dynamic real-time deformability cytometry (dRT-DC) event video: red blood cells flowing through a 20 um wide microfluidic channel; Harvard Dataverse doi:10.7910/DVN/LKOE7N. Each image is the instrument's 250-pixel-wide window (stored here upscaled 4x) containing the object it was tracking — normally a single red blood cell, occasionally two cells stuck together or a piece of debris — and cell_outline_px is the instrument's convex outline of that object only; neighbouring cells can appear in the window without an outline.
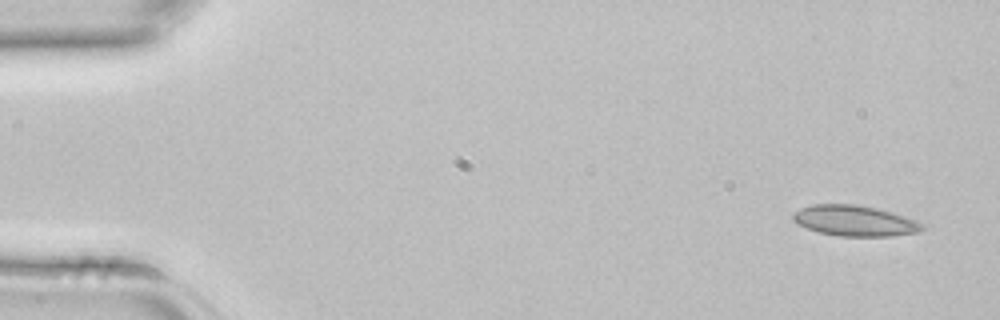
{"species": "common noctule bat (a hibernating species)", "species_latin": "Nyctalus noctula", "temperature_condition": "room temperature", "stored_images_in_passage": 5, "camera_frame_rate_fps": 3000, "um_per_image_px": 0.085, "animal": {"sex": "female", "body_mass_g": 22.7, "forearm_length_mm": 54.2}, "frame": {"image": 1, "passage_image": 1, "time_ms": 0.0, "image_size_px": [1000, 320], "cell_outline_px": [[928, 228], [920, 232], [892, 236], [840, 236], [816, 232], [792, 220], [792, 212], [800, 208], [812, 204], [856, 204], [876, 208], [904, 216], [916, 220], [924, 224]], "centroid_in_image_um": [72.67, 18.77], "position_along_channel_um": 12.3, "area_um2": 23.29}}